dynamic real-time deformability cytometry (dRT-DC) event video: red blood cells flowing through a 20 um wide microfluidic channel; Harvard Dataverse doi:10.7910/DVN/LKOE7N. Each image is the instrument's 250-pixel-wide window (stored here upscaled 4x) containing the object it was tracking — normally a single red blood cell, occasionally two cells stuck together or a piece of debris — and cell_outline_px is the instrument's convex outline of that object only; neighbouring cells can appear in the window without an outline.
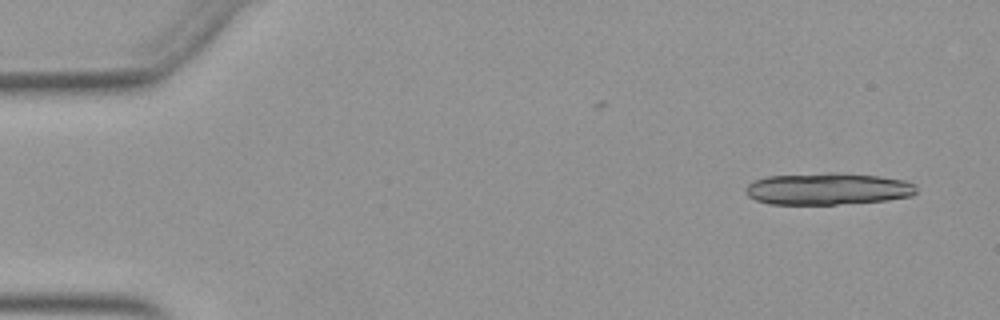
{"species": "Egyptian fruit bat (a non-hibernating species)", "species_latin": "Rousettus aegyptiacus", "temperature_condition": "warm", "stored_images_in_passage": 26, "camera_frame_rate_fps": 3000, "um_per_image_px": 0.085, "animal": {"sex": "female"}, "frame": {"image": 1, "passage_image": 1, "time_ms": 0.0, "image_size_px": [1000, 320], "cell_outline_px": [[916, 192], [912, 196], [888, 200], [836, 204], [768, 204], [756, 200], [748, 196], [744, 192], [744, 188], [752, 180], [768, 176], [832, 172], [836, 172], [880, 176], [904, 180], [916, 184]], "centroid_in_image_um": [70.34, 16.04], "position_along_channel_um": 14.7, "area_um2": 32.02}}
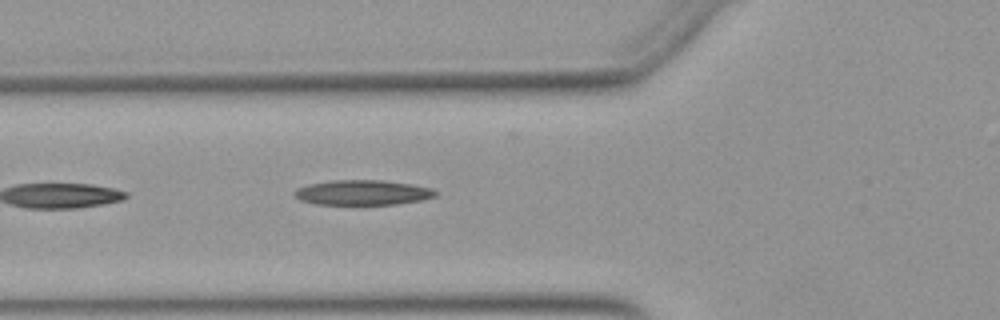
{"frame": {"image": 2, "passage_image": 17, "time_ms": 5.333, "image_size_px": [1000, 320], "cell_outline_px": [[436, 196], [424, 200], [396, 204], [312, 204], [300, 200], [292, 192], [296, 188], [308, 184], [332, 180], [384, 180], [432, 188], [436, 192]], "centroid_in_image_um": [30.79, 16.37], "position_along_channel_um": 95.0, "area_um2": 20.58}}
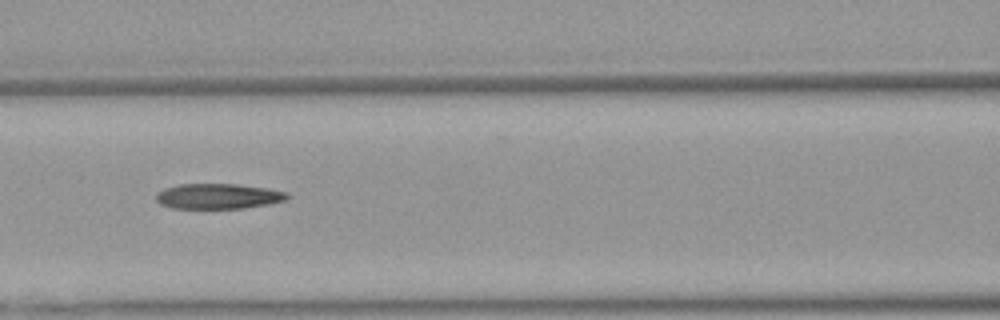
{"frame": {"image": 3, "passage_image": 21, "time_ms": 6.667, "image_size_px": [1000, 320], "cell_outline_px": [[288, 196], [284, 200], [268, 204], [244, 208], [172, 208], [160, 204], [156, 200], [156, 192], [164, 188], [180, 184], [236, 184], [268, 188], [288, 192]], "centroid_in_image_um": [18.52, 16.67], "position_along_channel_um": 148.1, "area_um2": 19.31}}